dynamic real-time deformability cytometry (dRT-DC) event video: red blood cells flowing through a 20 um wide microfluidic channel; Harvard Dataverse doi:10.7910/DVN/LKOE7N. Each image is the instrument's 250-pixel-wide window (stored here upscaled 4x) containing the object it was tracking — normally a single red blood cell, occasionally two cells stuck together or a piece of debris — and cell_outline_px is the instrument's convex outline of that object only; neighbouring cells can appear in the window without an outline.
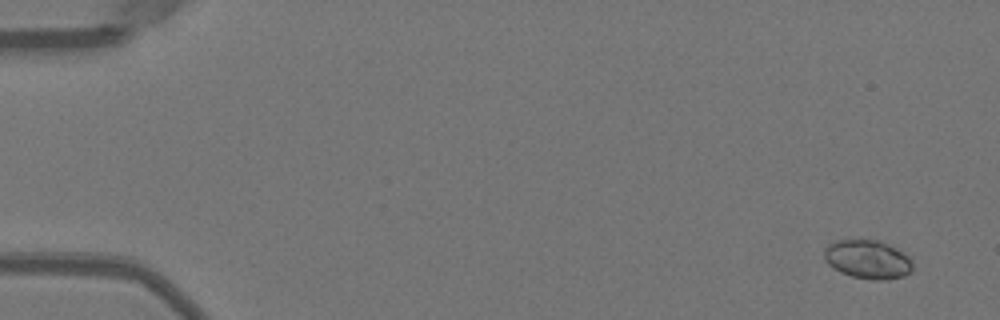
{"species": "Egyptian fruit bat (a non-hibernating species)", "species_latin": "Rousettus aegyptiacus", "temperature_condition": "warm", "stored_images_in_passage": 9, "camera_frame_rate_fps": 3000, "um_per_image_px": 0.085, "animal": {"sex": "female"}, "frame": {"image": 1, "passage_image": 1, "time_ms": 0.0, "image_size_px": [1000, 320], "cell_outline_px": [[912, 268], [904, 276], [888, 280], [872, 280], [852, 276], [840, 272], [832, 268], [824, 260], [824, 248], [828, 244], [836, 240], [876, 240], [896, 248], [908, 256], [912, 260]], "centroid_in_image_um": [73.72, 22.06], "position_along_channel_um": 11.3, "area_um2": 20.0}}